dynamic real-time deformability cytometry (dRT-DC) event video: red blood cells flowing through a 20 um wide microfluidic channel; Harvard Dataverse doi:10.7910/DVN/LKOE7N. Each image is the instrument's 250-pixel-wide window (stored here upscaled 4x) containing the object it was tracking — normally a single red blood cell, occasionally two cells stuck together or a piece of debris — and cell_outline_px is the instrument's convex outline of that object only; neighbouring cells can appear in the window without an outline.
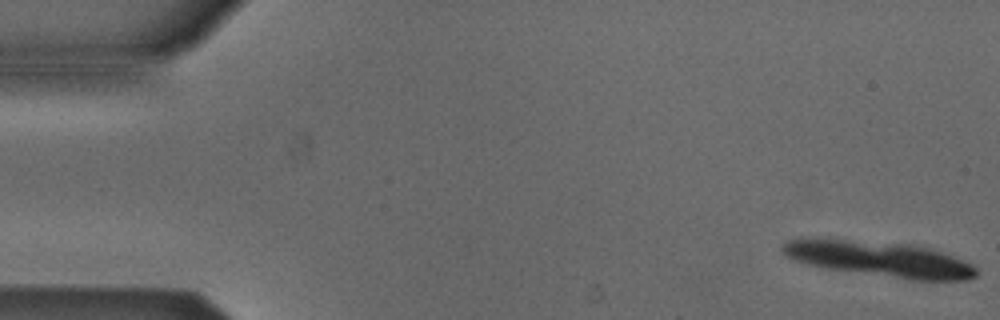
{"species": "Egyptian fruit bat (a non-hibernating species)", "species_latin": "Rousettus aegyptiacus", "temperature_condition": "cold", "stored_images_in_passage": 10, "camera_frame_rate_fps": 3000, "um_per_image_px": 0.085, "animal": {"sex": "male"}, "frame": {"image": 1, "passage_image": 1, "time_ms": 0.0, "image_size_px": [1000, 320], "cell_outline_px": [[980, 272], [976, 276], [968, 280], [912, 280], [824, 268], [792, 260], [784, 256], [780, 252], [780, 244], [788, 240], [800, 236], [804, 236], [908, 244], [928, 248], [964, 260], [972, 264]], "centroid_in_image_um": [74.63, 21.99], "position_along_channel_um": 10.4, "area_um2": 40.75}}